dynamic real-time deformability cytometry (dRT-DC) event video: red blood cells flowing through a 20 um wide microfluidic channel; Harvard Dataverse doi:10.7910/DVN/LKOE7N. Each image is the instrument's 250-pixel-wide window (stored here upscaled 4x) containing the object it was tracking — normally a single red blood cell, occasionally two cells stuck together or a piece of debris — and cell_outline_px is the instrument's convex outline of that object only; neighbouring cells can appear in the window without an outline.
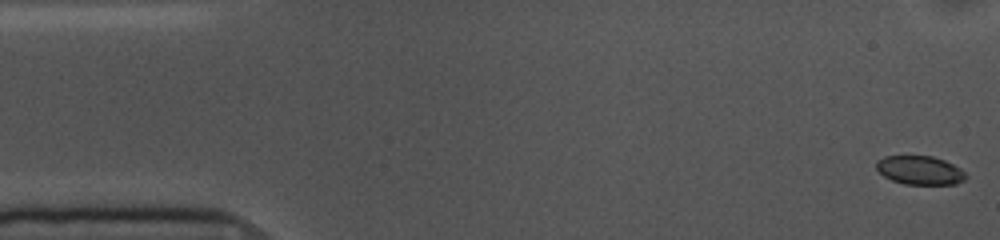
{"species": "common noctule bat (a hibernating species)", "species_latin": "Nyctalus noctula", "temperature_condition": "cold", "stored_images_in_passage": 55, "camera_frame_rate_fps": 3000, "um_per_image_px": 0.085, "animal": {"sex": "female", "body_mass_g": 10.0, "forearm_length_mm": 53.1}, "frame": {"image": 1, "passage_image": 1, "time_ms": 0.0, "image_size_px": [1000, 240], "cell_outline_px": [[968, 176], [964, 180], [956, 184], [904, 184], [892, 180], [884, 176], [876, 168], [876, 160], [884, 156], [932, 156], [944, 160], [960, 168]], "centroid_in_image_um": [78.19, 14.47], "position_along_channel_um": 6.8, "area_um2": 14.97}}
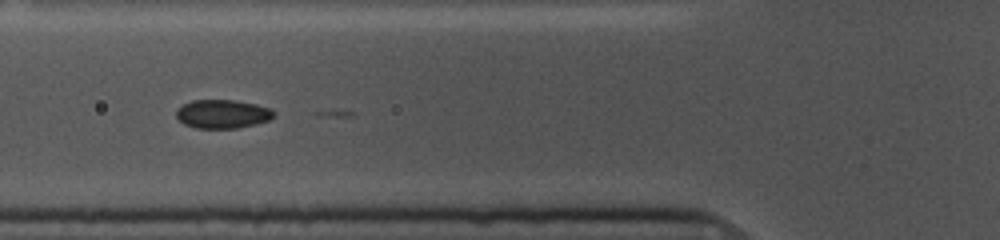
{"frame": {"image": 2, "passage_image": 19, "time_ms": 6.0, "image_size_px": [1000, 240], "cell_outline_px": [[276, 112], [268, 120], [256, 124], [236, 128], [196, 128], [184, 124], [176, 116], [176, 112], [184, 104], [192, 100], [232, 100], [256, 104], [272, 108]], "centroid_in_image_um": [18.94, 9.69], "position_along_channel_um": 106.9, "area_um2": 16.18}}
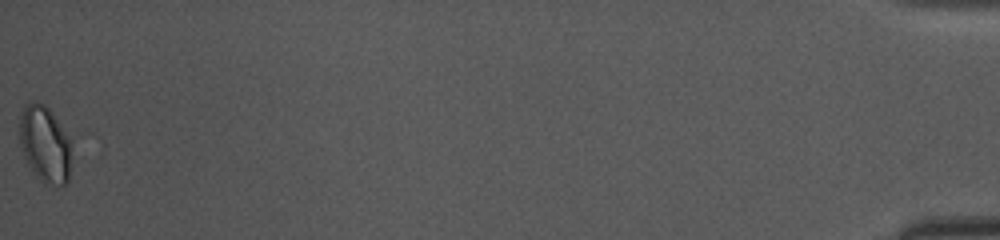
{"frame": {"image": 3, "passage_image": 55, "time_ms": 18.0, "image_size_px": [1000, 240], "cell_outline_px": [[72, 140], [68, 180], [64, 184], [44, 184], [36, 176], [28, 164], [24, 156], [20, 144], [20, 116], [24, 104], [36, 100], [44, 104], [48, 108]], "centroid_in_image_um": [3.82, 12.23], "position_along_channel_um": 431.4, "area_um2": 23.18}}